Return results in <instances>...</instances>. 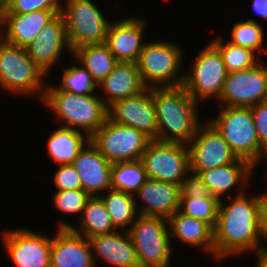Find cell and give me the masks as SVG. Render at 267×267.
I'll return each instance as SVG.
<instances>
[{"label":"cell","mask_w":267,"mask_h":267,"mask_svg":"<svg viewBox=\"0 0 267 267\" xmlns=\"http://www.w3.org/2000/svg\"><path fill=\"white\" fill-rule=\"evenodd\" d=\"M247 194L245 188H239L232 195L234 198L229 197L228 203L220 200L214 227L215 261L263 249L260 226L262 194Z\"/></svg>","instance_id":"6da1fadb"},{"label":"cell","mask_w":267,"mask_h":267,"mask_svg":"<svg viewBox=\"0 0 267 267\" xmlns=\"http://www.w3.org/2000/svg\"><path fill=\"white\" fill-rule=\"evenodd\" d=\"M158 140L188 144L203 123L199 103L183 86L152 88Z\"/></svg>","instance_id":"7a4b0ae2"},{"label":"cell","mask_w":267,"mask_h":267,"mask_svg":"<svg viewBox=\"0 0 267 267\" xmlns=\"http://www.w3.org/2000/svg\"><path fill=\"white\" fill-rule=\"evenodd\" d=\"M41 102L54 113L62 127L84 132L89 138L108 118L107 106L99 94L76 95L64 90H45Z\"/></svg>","instance_id":"3957f363"},{"label":"cell","mask_w":267,"mask_h":267,"mask_svg":"<svg viewBox=\"0 0 267 267\" xmlns=\"http://www.w3.org/2000/svg\"><path fill=\"white\" fill-rule=\"evenodd\" d=\"M218 115L208 119L223 136L238 158L253 167L267 159V151L259 143L250 108L219 107Z\"/></svg>","instance_id":"277c9868"},{"label":"cell","mask_w":267,"mask_h":267,"mask_svg":"<svg viewBox=\"0 0 267 267\" xmlns=\"http://www.w3.org/2000/svg\"><path fill=\"white\" fill-rule=\"evenodd\" d=\"M183 47L171 40L146 42L137 67L147 88L179 87L183 85Z\"/></svg>","instance_id":"5b68a950"},{"label":"cell","mask_w":267,"mask_h":267,"mask_svg":"<svg viewBox=\"0 0 267 267\" xmlns=\"http://www.w3.org/2000/svg\"><path fill=\"white\" fill-rule=\"evenodd\" d=\"M47 75L29 57L26 48L0 41V88L42 101ZM10 91V92H9ZM40 95V96H39Z\"/></svg>","instance_id":"8992f818"},{"label":"cell","mask_w":267,"mask_h":267,"mask_svg":"<svg viewBox=\"0 0 267 267\" xmlns=\"http://www.w3.org/2000/svg\"><path fill=\"white\" fill-rule=\"evenodd\" d=\"M140 267H170L173 245L168 219L138 215L128 230Z\"/></svg>","instance_id":"52a82bcc"},{"label":"cell","mask_w":267,"mask_h":267,"mask_svg":"<svg viewBox=\"0 0 267 267\" xmlns=\"http://www.w3.org/2000/svg\"><path fill=\"white\" fill-rule=\"evenodd\" d=\"M197 53L190 68L184 72L182 86L198 103L213 97L218 100L228 75L223 58L211 42Z\"/></svg>","instance_id":"ba28073f"},{"label":"cell","mask_w":267,"mask_h":267,"mask_svg":"<svg viewBox=\"0 0 267 267\" xmlns=\"http://www.w3.org/2000/svg\"><path fill=\"white\" fill-rule=\"evenodd\" d=\"M61 15L70 49L86 44H104L109 22L92 0H63Z\"/></svg>","instance_id":"9c48e42d"},{"label":"cell","mask_w":267,"mask_h":267,"mask_svg":"<svg viewBox=\"0 0 267 267\" xmlns=\"http://www.w3.org/2000/svg\"><path fill=\"white\" fill-rule=\"evenodd\" d=\"M147 177L182 186L190 172L187 144L150 140L140 159Z\"/></svg>","instance_id":"30bf717a"},{"label":"cell","mask_w":267,"mask_h":267,"mask_svg":"<svg viewBox=\"0 0 267 267\" xmlns=\"http://www.w3.org/2000/svg\"><path fill=\"white\" fill-rule=\"evenodd\" d=\"M150 140L143 132L108 118L90 137V142L110 163L140 160Z\"/></svg>","instance_id":"8fae6325"},{"label":"cell","mask_w":267,"mask_h":267,"mask_svg":"<svg viewBox=\"0 0 267 267\" xmlns=\"http://www.w3.org/2000/svg\"><path fill=\"white\" fill-rule=\"evenodd\" d=\"M262 61L251 68L228 73L217 100L219 107L250 108L267 101V63Z\"/></svg>","instance_id":"7c38bea8"},{"label":"cell","mask_w":267,"mask_h":267,"mask_svg":"<svg viewBox=\"0 0 267 267\" xmlns=\"http://www.w3.org/2000/svg\"><path fill=\"white\" fill-rule=\"evenodd\" d=\"M3 249L15 267H51V236L29 228L3 230Z\"/></svg>","instance_id":"4fadbf2b"},{"label":"cell","mask_w":267,"mask_h":267,"mask_svg":"<svg viewBox=\"0 0 267 267\" xmlns=\"http://www.w3.org/2000/svg\"><path fill=\"white\" fill-rule=\"evenodd\" d=\"M206 121L187 144L190 171H206L235 163L239 159L223 136Z\"/></svg>","instance_id":"5bb4252c"},{"label":"cell","mask_w":267,"mask_h":267,"mask_svg":"<svg viewBox=\"0 0 267 267\" xmlns=\"http://www.w3.org/2000/svg\"><path fill=\"white\" fill-rule=\"evenodd\" d=\"M107 112L110 121L131 126L151 140H158L152 88H147L136 96L113 102L107 107Z\"/></svg>","instance_id":"9a60e30c"},{"label":"cell","mask_w":267,"mask_h":267,"mask_svg":"<svg viewBox=\"0 0 267 267\" xmlns=\"http://www.w3.org/2000/svg\"><path fill=\"white\" fill-rule=\"evenodd\" d=\"M139 16L111 21L105 38V45L117 62L136 63L144 48L143 34L148 26L147 19ZM145 29V30H144Z\"/></svg>","instance_id":"2e32d148"},{"label":"cell","mask_w":267,"mask_h":267,"mask_svg":"<svg viewBox=\"0 0 267 267\" xmlns=\"http://www.w3.org/2000/svg\"><path fill=\"white\" fill-rule=\"evenodd\" d=\"M64 49V50H63ZM29 57L42 69L47 76L53 66L60 64L61 56L66 50L72 56L68 44L63 16L58 14L52 21L45 25L38 37L26 47Z\"/></svg>","instance_id":"e0dca14e"},{"label":"cell","mask_w":267,"mask_h":267,"mask_svg":"<svg viewBox=\"0 0 267 267\" xmlns=\"http://www.w3.org/2000/svg\"><path fill=\"white\" fill-rule=\"evenodd\" d=\"M134 197L143 202L135 199L139 215L169 219L180 209L181 186L148 178Z\"/></svg>","instance_id":"ac0fdd59"},{"label":"cell","mask_w":267,"mask_h":267,"mask_svg":"<svg viewBox=\"0 0 267 267\" xmlns=\"http://www.w3.org/2000/svg\"><path fill=\"white\" fill-rule=\"evenodd\" d=\"M51 267H96L89 239L71 228H57L51 237Z\"/></svg>","instance_id":"d6986e66"},{"label":"cell","mask_w":267,"mask_h":267,"mask_svg":"<svg viewBox=\"0 0 267 267\" xmlns=\"http://www.w3.org/2000/svg\"><path fill=\"white\" fill-rule=\"evenodd\" d=\"M81 179L82 190L90 196H99L111 190L110 163L89 141L72 163Z\"/></svg>","instance_id":"ffe728a7"},{"label":"cell","mask_w":267,"mask_h":267,"mask_svg":"<svg viewBox=\"0 0 267 267\" xmlns=\"http://www.w3.org/2000/svg\"><path fill=\"white\" fill-rule=\"evenodd\" d=\"M60 13L36 10L25 14H2V40L26 48L38 37L40 30Z\"/></svg>","instance_id":"44dd1931"},{"label":"cell","mask_w":267,"mask_h":267,"mask_svg":"<svg viewBox=\"0 0 267 267\" xmlns=\"http://www.w3.org/2000/svg\"><path fill=\"white\" fill-rule=\"evenodd\" d=\"M89 242L96 267L98 259H102L105 265H111V267H140L136 249L128 231L118 232L117 230L110 234L95 235L89 238Z\"/></svg>","instance_id":"7402d4cb"},{"label":"cell","mask_w":267,"mask_h":267,"mask_svg":"<svg viewBox=\"0 0 267 267\" xmlns=\"http://www.w3.org/2000/svg\"><path fill=\"white\" fill-rule=\"evenodd\" d=\"M256 169L248 161L239 158L232 164L222 165L206 171L191 172L199 174L203 183L208 187L210 194L221 200L222 198L224 199L223 196L226 193L228 197H231V192H233L232 189L234 188H248Z\"/></svg>","instance_id":"603a6c76"},{"label":"cell","mask_w":267,"mask_h":267,"mask_svg":"<svg viewBox=\"0 0 267 267\" xmlns=\"http://www.w3.org/2000/svg\"><path fill=\"white\" fill-rule=\"evenodd\" d=\"M100 98L108 107L115 101L136 96L147 89L137 63L117 62L111 73L98 85Z\"/></svg>","instance_id":"cb8c5ba5"},{"label":"cell","mask_w":267,"mask_h":267,"mask_svg":"<svg viewBox=\"0 0 267 267\" xmlns=\"http://www.w3.org/2000/svg\"><path fill=\"white\" fill-rule=\"evenodd\" d=\"M172 240L178 239L181 244L199 249L214 259V229L206 222L189 217L179 210L168 219Z\"/></svg>","instance_id":"d4e9b609"},{"label":"cell","mask_w":267,"mask_h":267,"mask_svg":"<svg viewBox=\"0 0 267 267\" xmlns=\"http://www.w3.org/2000/svg\"><path fill=\"white\" fill-rule=\"evenodd\" d=\"M57 224L56 228H71L75 233L87 239L95 235L110 234L117 231L100 196H91L88 199L77 223L79 228L62 220L58 221Z\"/></svg>","instance_id":"484cf974"},{"label":"cell","mask_w":267,"mask_h":267,"mask_svg":"<svg viewBox=\"0 0 267 267\" xmlns=\"http://www.w3.org/2000/svg\"><path fill=\"white\" fill-rule=\"evenodd\" d=\"M89 141L86 134L59 126L48 137L46 149L57 165L72 164Z\"/></svg>","instance_id":"4316f807"},{"label":"cell","mask_w":267,"mask_h":267,"mask_svg":"<svg viewBox=\"0 0 267 267\" xmlns=\"http://www.w3.org/2000/svg\"><path fill=\"white\" fill-rule=\"evenodd\" d=\"M76 63L82 64L99 85L113 70L117 61L105 44H86L72 51Z\"/></svg>","instance_id":"83f0119b"},{"label":"cell","mask_w":267,"mask_h":267,"mask_svg":"<svg viewBox=\"0 0 267 267\" xmlns=\"http://www.w3.org/2000/svg\"><path fill=\"white\" fill-rule=\"evenodd\" d=\"M99 196L105 204L114 227L117 230L128 231L139 215L134 195L111 189Z\"/></svg>","instance_id":"f1b7e54d"},{"label":"cell","mask_w":267,"mask_h":267,"mask_svg":"<svg viewBox=\"0 0 267 267\" xmlns=\"http://www.w3.org/2000/svg\"><path fill=\"white\" fill-rule=\"evenodd\" d=\"M148 179L141 160L112 163L111 188L135 194Z\"/></svg>","instance_id":"f546056e"},{"label":"cell","mask_w":267,"mask_h":267,"mask_svg":"<svg viewBox=\"0 0 267 267\" xmlns=\"http://www.w3.org/2000/svg\"><path fill=\"white\" fill-rule=\"evenodd\" d=\"M61 66L63 72L60 84L58 86L47 84L45 90H64L76 95L99 94L95 92L98 85L82 64Z\"/></svg>","instance_id":"4dcf8cb0"},{"label":"cell","mask_w":267,"mask_h":267,"mask_svg":"<svg viewBox=\"0 0 267 267\" xmlns=\"http://www.w3.org/2000/svg\"><path fill=\"white\" fill-rule=\"evenodd\" d=\"M210 42L219 50L228 73L251 68L261 59L248 48L232 44L229 41L224 42L221 35L216 36Z\"/></svg>","instance_id":"1f68e13d"},{"label":"cell","mask_w":267,"mask_h":267,"mask_svg":"<svg viewBox=\"0 0 267 267\" xmlns=\"http://www.w3.org/2000/svg\"><path fill=\"white\" fill-rule=\"evenodd\" d=\"M263 29L262 24L251 17L248 20L236 21L231 29L229 42L248 48L260 56L262 53H267V48L264 47L266 43H264L265 31Z\"/></svg>","instance_id":"d6a6232c"},{"label":"cell","mask_w":267,"mask_h":267,"mask_svg":"<svg viewBox=\"0 0 267 267\" xmlns=\"http://www.w3.org/2000/svg\"><path fill=\"white\" fill-rule=\"evenodd\" d=\"M219 205V198L181 197L179 211L186 216L208 223L214 229Z\"/></svg>","instance_id":"836d02e7"},{"label":"cell","mask_w":267,"mask_h":267,"mask_svg":"<svg viewBox=\"0 0 267 267\" xmlns=\"http://www.w3.org/2000/svg\"><path fill=\"white\" fill-rule=\"evenodd\" d=\"M54 207L66 215H77L80 219L83 209L91 197L88 193L82 189L55 191L52 196Z\"/></svg>","instance_id":"e575fe53"},{"label":"cell","mask_w":267,"mask_h":267,"mask_svg":"<svg viewBox=\"0 0 267 267\" xmlns=\"http://www.w3.org/2000/svg\"><path fill=\"white\" fill-rule=\"evenodd\" d=\"M61 0H4L2 14H25L36 10L61 11Z\"/></svg>","instance_id":"d590c367"},{"label":"cell","mask_w":267,"mask_h":267,"mask_svg":"<svg viewBox=\"0 0 267 267\" xmlns=\"http://www.w3.org/2000/svg\"><path fill=\"white\" fill-rule=\"evenodd\" d=\"M52 179L56 191L82 189L81 179L72 164L59 165Z\"/></svg>","instance_id":"8d00e7d4"},{"label":"cell","mask_w":267,"mask_h":267,"mask_svg":"<svg viewBox=\"0 0 267 267\" xmlns=\"http://www.w3.org/2000/svg\"><path fill=\"white\" fill-rule=\"evenodd\" d=\"M181 197L217 198L212 196L199 174L189 172L181 186Z\"/></svg>","instance_id":"74e56055"},{"label":"cell","mask_w":267,"mask_h":267,"mask_svg":"<svg viewBox=\"0 0 267 267\" xmlns=\"http://www.w3.org/2000/svg\"><path fill=\"white\" fill-rule=\"evenodd\" d=\"M259 143L267 151V101L250 107Z\"/></svg>","instance_id":"f35d334b"},{"label":"cell","mask_w":267,"mask_h":267,"mask_svg":"<svg viewBox=\"0 0 267 267\" xmlns=\"http://www.w3.org/2000/svg\"><path fill=\"white\" fill-rule=\"evenodd\" d=\"M260 220L261 241L262 239L267 240V190L262 193Z\"/></svg>","instance_id":"ab89813d"},{"label":"cell","mask_w":267,"mask_h":267,"mask_svg":"<svg viewBox=\"0 0 267 267\" xmlns=\"http://www.w3.org/2000/svg\"><path fill=\"white\" fill-rule=\"evenodd\" d=\"M251 5L256 16L267 20V0H252Z\"/></svg>","instance_id":"60d3db41"},{"label":"cell","mask_w":267,"mask_h":267,"mask_svg":"<svg viewBox=\"0 0 267 267\" xmlns=\"http://www.w3.org/2000/svg\"><path fill=\"white\" fill-rule=\"evenodd\" d=\"M256 267H267V244L263 245V249L255 252Z\"/></svg>","instance_id":"b9f144b4"},{"label":"cell","mask_w":267,"mask_h":267,"mask_svg":"<svg viewBox=\"0 0 267 267\" xmlns=\"http://www.w3.org/2000/svg\"><path fill=\"white\" fill-rule=\"evenodd\" d=\"M3 9H4V0H0V18L3 13Z\"/></svg>","instance_id":"7bdbcfd3"},{"label":"cell","mask_w":267,"mask_h":267,"mask_svg":"<svg viewBox=\"0 0 267 267\" xmlns=\"http://www.w3.org/2000/svg\"><path fill=\"white\" fill-rule=\"evenodd\" d=\"M2 40V32H1V18H0V41Z\"/></svg>","instance_id":"ee69618b"}]
</instances>
